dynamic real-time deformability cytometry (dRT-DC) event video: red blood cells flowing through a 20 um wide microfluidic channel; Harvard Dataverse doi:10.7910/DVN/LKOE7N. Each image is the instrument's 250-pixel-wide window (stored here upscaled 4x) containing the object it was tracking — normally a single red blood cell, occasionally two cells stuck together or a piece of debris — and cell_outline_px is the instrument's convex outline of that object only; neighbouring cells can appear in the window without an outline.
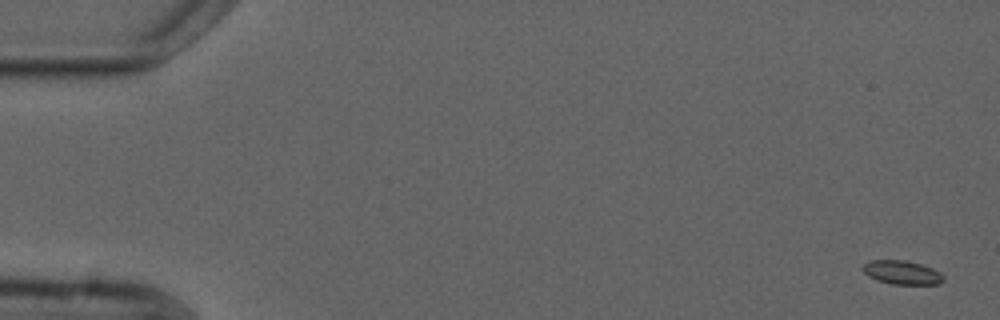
{"species": "common noctule bat (a hibernating species)", "species_latin": "Nyctalus noctula", "temperature_condition": "cold", "stored_images_in_passage": 5, "camera_frame_rate_fps": 3000, "um_per_image_px": 0.085, "animal": {"sex": "male", "forearm_length_mm": 52.5}, "frame": {"image": 1, "passage_image": 1, "time_ms": 0.0, "image_size_px": [1000, 320], "cell_outline_px": [[944, 280], [940, 284], [892, 284], [876, 280], [868, 276], [860, 268], [864, 264], [872, 260], [908, 260], [932, 268], [940, 272], [944, 276]], "centroid_in_image_um": [76.67, 23.16], "position_along_channel_um": 8.3, "area_um2": 11.27}}
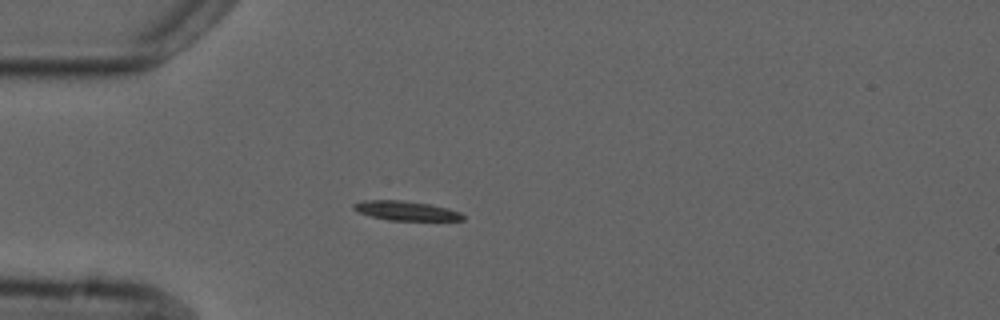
{"frame": {"image": 2, "passage_image": 5, "time_ms": 4.667, "image_size_px": [1000, 320], "cell_outline_px": [[464, 220], [388, 220], [372, 216], [360, 212], [352, 208], [352, 204], [364, 200], [400, 200], [428, 204], [448, 208], [460, 212], [464, 216]], "centroid_in_image_um": [34.51, 17.91], "position_along_channel_um": 50.5, "area_um2": 12.14}}